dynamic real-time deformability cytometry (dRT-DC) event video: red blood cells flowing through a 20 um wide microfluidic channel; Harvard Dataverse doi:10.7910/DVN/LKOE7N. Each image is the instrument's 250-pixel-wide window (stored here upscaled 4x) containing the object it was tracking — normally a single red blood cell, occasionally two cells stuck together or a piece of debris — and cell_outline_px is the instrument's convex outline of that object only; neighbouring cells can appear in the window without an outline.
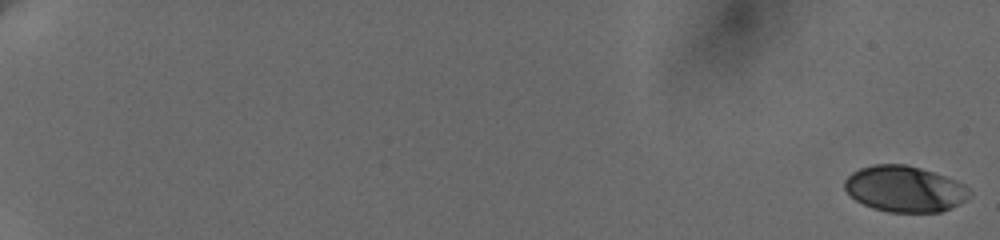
{"species": "human", "species_latin": "Homo sapiens", "temperature_condition": "cold", "stored_images_in_passage": 42, "camera_frame_rate_fps": 3000, "um_per_image_px": 0.085, "donor": {"sex": "female"}, "frame": {"image": 1, "passage_image": 1, "time_ms": 0.0, "image_size_px": [1000, 240], "cell_outline_px": [[972, 192], [960, 204], [940, 212], [888, 212], [872, 208], [856, 200], [844, 188], [844, 180], [852, 172], [860, 168], [876, 164], [904, 164], [920, 168], [956, 180], [964, 184]], "centroid_in_image_um": [76.89, 16.06], "position_along_channel_um": 8.1, "area_um2": 33.35}}
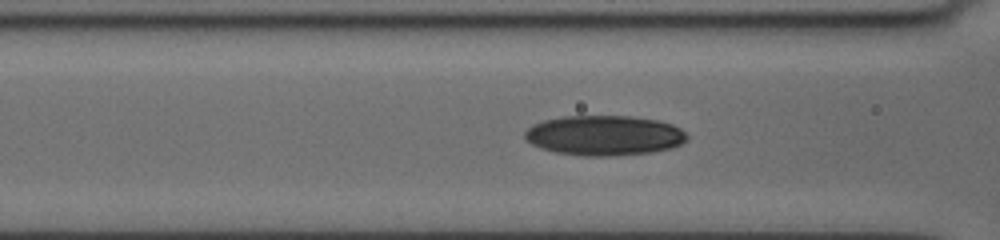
{"frame": {"image": 2, "passage_image": 23, "time_ms": 9.333, "image_size_px": [1000, 240], "cell_outline_px": [[688, 140], [672, 148], [652, 152], [608, 156], [584, 156], [556, 152], [540, 148], [524, 140], [524, 132], [532, 124], [544, 120], [564, 116], [628, 116], [656, 120], [672, 124], [680, 128], [688, 136]], "centroid_in_image_um": [51.34, 11.51], "position_along_channel_um": 115.3, "area_um2": 37.92}}
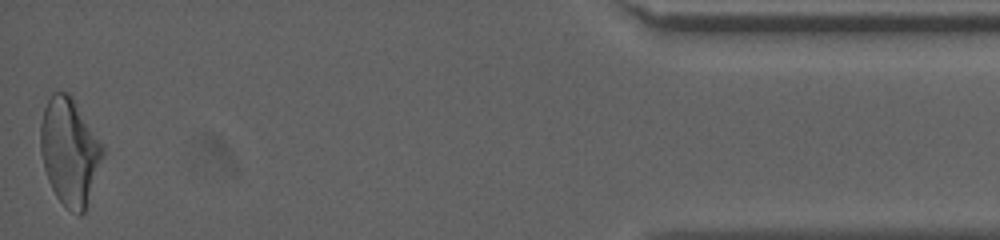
{"frame": {"image": 3, "passage_image": 42, "time_ms": 19.667, "image_size_px": [1000, 240], "cell_outline_px": [[104, 152], [84, 212], [80, 216], [68, 208], [56, 196], [48, 180], [44, 168], [40, 152], [40, 124], [44, 108], [52, 92], [68, 92], [72, 96], [104, 148]], "centroid_in_image_um": [5.88, 12.85], "position_along_channel_um": 429.3, "area_um2": 38.21}, "authors_computed_cell_mechanics": {"area_um2": 35.258, "velocity_mm_per_s": 3.68, "shape_relaxation_time_tau1_ms": 7.3686, "shape_relaxation_time_tau2_ms": 2.8855, "deformation_change_tau1": 0.1759, "deformation_change_tau2": 0.0743}}